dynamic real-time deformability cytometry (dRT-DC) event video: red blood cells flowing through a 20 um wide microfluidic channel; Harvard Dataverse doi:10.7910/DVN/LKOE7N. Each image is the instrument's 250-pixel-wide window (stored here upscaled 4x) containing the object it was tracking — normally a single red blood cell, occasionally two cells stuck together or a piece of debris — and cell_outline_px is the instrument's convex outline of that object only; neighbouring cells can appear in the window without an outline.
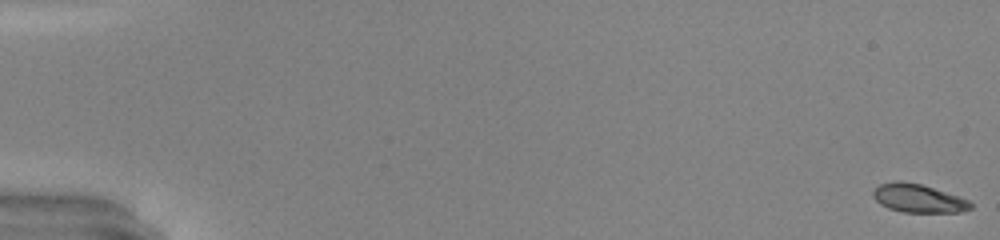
{"species": "common noctule bat (a hibernating species)", "species_latin": "Nyctalus noctula", "temperature_condition": "warm", "stored_images_in_passage": 36, "camera_frame_rate_fps": 3000, "um_per_image_px": 0.085, "animal": {"sex": "male", "body_mass_g": 20.0, "forearm_length_mm": 53.3}, "frame": {"image": 1, "passage_image": 1, "time_ms": 0.0, "image_size_px": [1000, 240], "cell_outline_px": [[972, 208], [960, 212], [904, 212], [888, 208], [880, 204], [872, 196], [872, 192], [880, 184], [892, 180], [900, 180], [920, 184], [968, 200], [972, 204]], "centroid_in_image_um": [78.0, 16.85], "position_along_channel_um": 7.0, "area_um2": 15.95}}
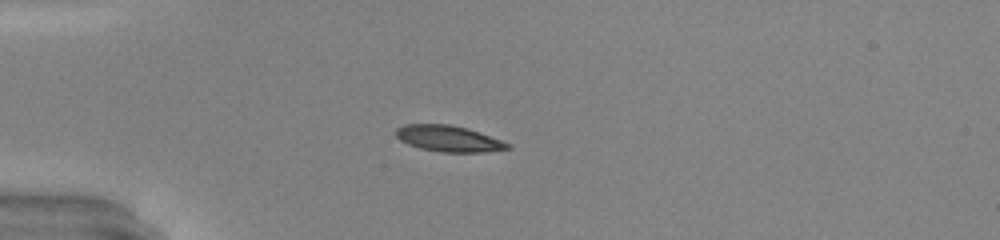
{"frame": {"image": 2, "passage_image": 15, "time_ms": 4.667, "image_size_px": [1000, 240], "cell_outline_px": [[512, 148], [484, 152], [440, 152], [420, 148], [408, 144], [400, 140], [396, 136], [396, 128], [404, 124], [448, 124], [468, 128], [512, 144]], "centroid_in_image_um": [38.14, 11.78], "position_along_channel_um": 46.9, "area_um2": 17.05}}